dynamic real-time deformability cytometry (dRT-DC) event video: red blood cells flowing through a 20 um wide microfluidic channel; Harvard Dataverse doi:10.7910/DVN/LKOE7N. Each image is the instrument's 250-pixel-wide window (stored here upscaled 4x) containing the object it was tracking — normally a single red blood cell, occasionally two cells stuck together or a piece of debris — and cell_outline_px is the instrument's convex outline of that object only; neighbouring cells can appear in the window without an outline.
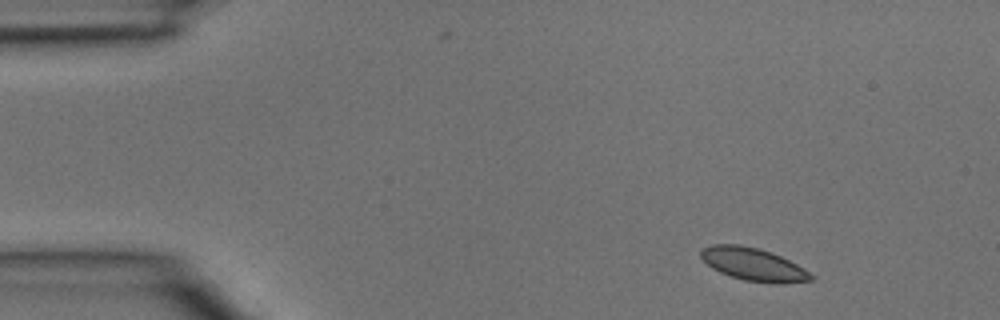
{"species": "common noctule bat (a hibernating species)", "species_latin": "Nyctalus noctula", "temperature_condition": "room temperature", "stored_images_in_passage": 3, "camera_frame_rate_fps": 3000, "um_per_image_px": 0.085, "animal": {"sex": "male", "body_mass_g": 15.6}, "frame": {"image": 1, "passage_image": 1, "time_ms": 0.0, "image_size_px": [1000, 320], "cell_outline_px": [[816, 276], [812, 280], [784, 284], [776, 284], [744, 280], [720, 272], [712, 268], [700, 256], [700, 248], [712, 244], [740, 244], [760, 248], [780, 256], [804, 268]], "centroid_in_image_um": [64.05, 22.47], "position_along_channel_um": 21.0, "area_um2": 21.21}}
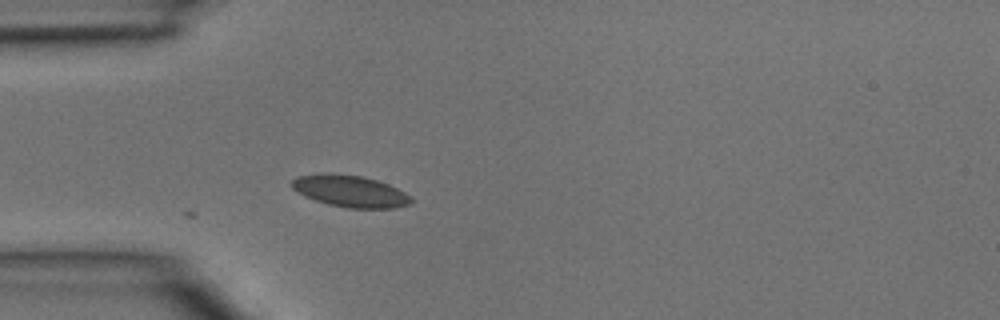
{"frame": {"image": 2, "passage_image": 3, "time_ms": 0.667, "image_size_px": [1000, 320], "cell_outline_px": [[412, 204], [396, 208], [348, 208], [328, 204], [304, 196], [292, 188], [292, 180], [296, 176], [328, 172], [364, 176], [388, 184], [412, 196]], "centroid_in_image_um": [29.77, 16.24], "position_along_channel_um": 55.2, "area_um2": 22.25}}